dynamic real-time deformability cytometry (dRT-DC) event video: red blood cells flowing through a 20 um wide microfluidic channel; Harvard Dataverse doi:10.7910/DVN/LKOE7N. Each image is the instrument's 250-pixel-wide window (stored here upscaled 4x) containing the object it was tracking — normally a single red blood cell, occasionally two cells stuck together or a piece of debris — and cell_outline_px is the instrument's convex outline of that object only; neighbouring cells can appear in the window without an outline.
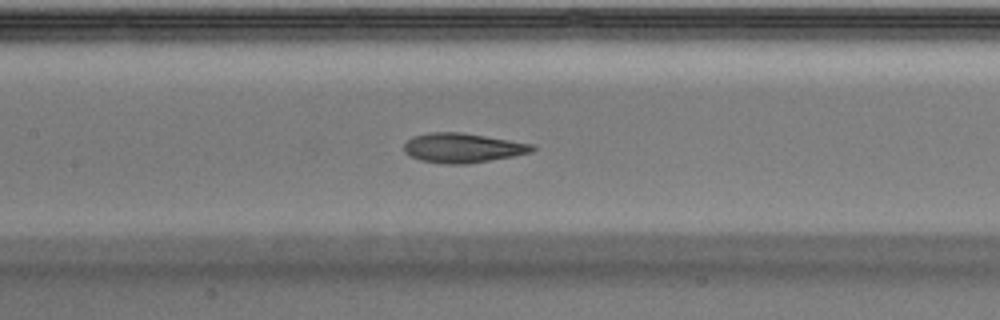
{"species": "Egyptian fruit bat (a non-hibernating species)", "species_latin": "Rousettus aegyptiacus", "temperature_condition": "warm", "stored_images_in_passage": 37, "camera_frame_rate_fps": 3000, "um_per_image_px": 0.085, "animal": {"sex": "male"}, "frame": {"image": 1, "passage_image": 14, "time_ms": 4.333, "image_size_px": [1000, 320], "cell_outline_px": [[536, 148], [532, 152], [512, 156], [464, 164], [448, 164], [420, 160], [404, 152], [404, 144], [412, 136], [428, 132], [464, 132], [532, 144]], "centroid_in_image_um": [39.3, 12.55], "position_along_channel_um": 168.1, "area_um2": 21.91}}
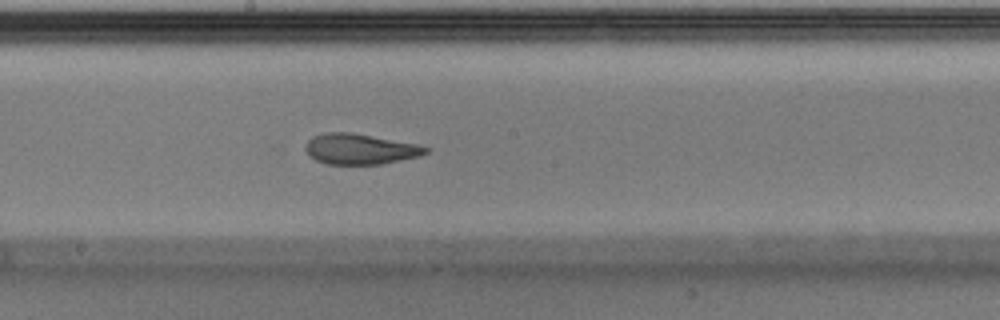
{"frame": {"image": 2, "passage_image": 17, "time_ms": 5.333, "image_size_px": [1000, 320], "cell_outline_px": [[432, 148], [428, 152], [420, 156], [380, 164], [328, 164], [316, 160], [308, 156], [304, 148], [304, 144], [312, 136], [328, 132], [352, 132], [420, 144]], "centroid_in_image_um": [30.61, 12.66], "position_along_channel_um": 217.6, "area_um2": 21.73}}